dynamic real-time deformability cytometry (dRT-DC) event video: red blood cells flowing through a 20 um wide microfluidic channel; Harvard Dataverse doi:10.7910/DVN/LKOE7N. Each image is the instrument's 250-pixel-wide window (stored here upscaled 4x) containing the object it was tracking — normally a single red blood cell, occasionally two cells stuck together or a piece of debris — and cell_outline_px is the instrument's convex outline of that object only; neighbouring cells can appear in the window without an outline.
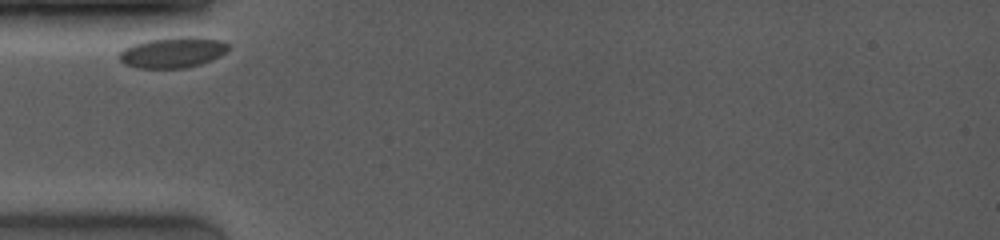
{"species": "common noctule bat (a hibernating species)", "species_latin": "Nyctalus noctula", "temperature_condition": "room temperature", "stored_images_in_passage": 28, "camera_frame_rate_fps": 4000, "um_per_image_px": 0.085, "animal": {"sex": "female", "body_mass_g": 19.0, "forearm_length_mm": 53.3}, "frame": {"image": 1, "passage_image": 1, "time_ms": 0.0, "image_size_px": [1000, 240], "cell_outline_px": [[228, 48], [220, 56], [212, 60], [200, 64], [184, 68], [136, 68], [124, 64], [120, 60], [120, 52], [124, 48], [132, 44], [148, 40], [176, 36], [188, 36], [220, 40], [228, 44]], "centroid_in_image_um": [14.66, 4.45], "position_along_channel_um": 70.3, "area_um2": 19.48}}
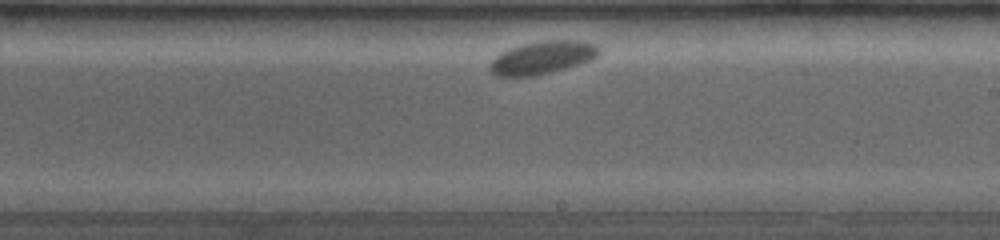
{"frame": {"image": 2, "passage_image": 16, "time_ms": 5.0, "image_size_px": [1000, 240], "cell_outline_px": [[600, 52], [592, 60], [564, 68], [532, 76], [496, 76], [488, 68], [488, 64], [500, 52], [508, 48], [524, 44], [552, 40], [580, 40], [600, 44]], "centroid_in_image_um": [46.12, 4.88], "position_along_channel_um": 242.9, "area_um2": 20.87}}
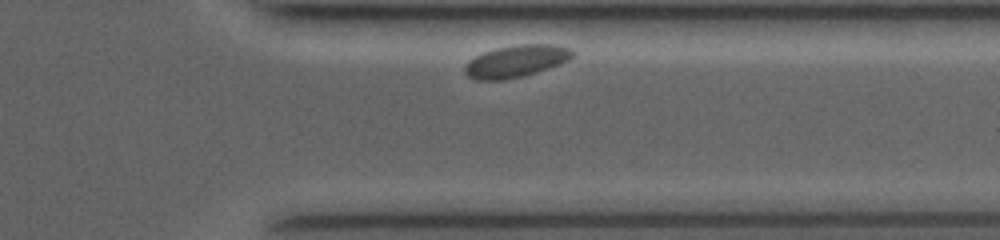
{"frame": {"image": 3, "passage_image": 26, "time_ms": 8.5, "image_size_px": [1000, 240], "cell_outline_px": [[576, 52], [568, 60], [560, 64], [536, 72], [504, 80], [476, 80], [468, 76], [464, 72], [464, 64], [468, 60], [484, 52], [496, 48], [520, 44], [556, 44], [568, 48]], "centroid_in_image_um": [43.85, 5.19], "position_along_channel_um": 367.6, "area_um2": 20.11}}